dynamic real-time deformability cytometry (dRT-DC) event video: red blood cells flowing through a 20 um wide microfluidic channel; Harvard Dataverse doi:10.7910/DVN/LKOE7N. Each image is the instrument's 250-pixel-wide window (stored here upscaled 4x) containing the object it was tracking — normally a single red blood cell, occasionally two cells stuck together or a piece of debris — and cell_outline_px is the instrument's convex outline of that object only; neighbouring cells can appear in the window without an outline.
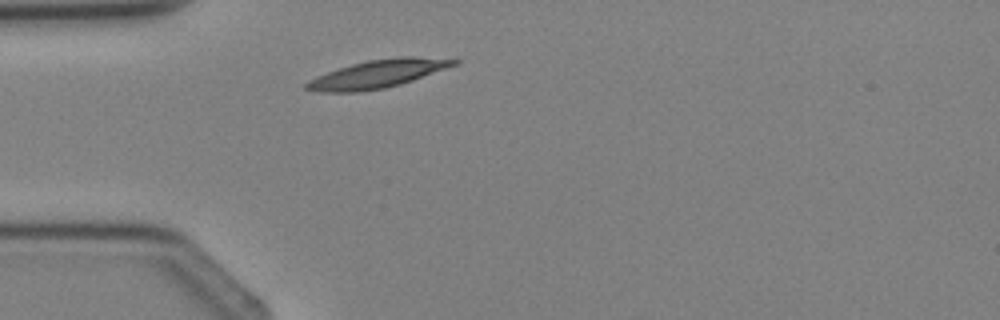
{"species": "Egyptian fruit bat (a non-hibernating species)", "species_latin": "Rousettus aegyptiacus", "temperature_condition": "cold", "stored_images_in_passage": 2, "camera_frame_rate_fps": 3000, "um_per_image_px": 0.085, "animal": {"sex": "female"}, "frame": {"image": 1, "passage_image": 2, "time_ms": 1.0, "image_size_px": [1000, 320], "cell_outline_px": [[460, 64], [400, 84], [384, 88], [360, 92], [320, 92], [304, 88], [304, 84], [308, 80], [316, 76], [352, 64], [368, 60], [396, 56], [412, 56], [460, 60]], "centroid_in_image_um": [32.11, 6.28], "position_along_channel_um": 52.9, "area_um2": 24.04}}